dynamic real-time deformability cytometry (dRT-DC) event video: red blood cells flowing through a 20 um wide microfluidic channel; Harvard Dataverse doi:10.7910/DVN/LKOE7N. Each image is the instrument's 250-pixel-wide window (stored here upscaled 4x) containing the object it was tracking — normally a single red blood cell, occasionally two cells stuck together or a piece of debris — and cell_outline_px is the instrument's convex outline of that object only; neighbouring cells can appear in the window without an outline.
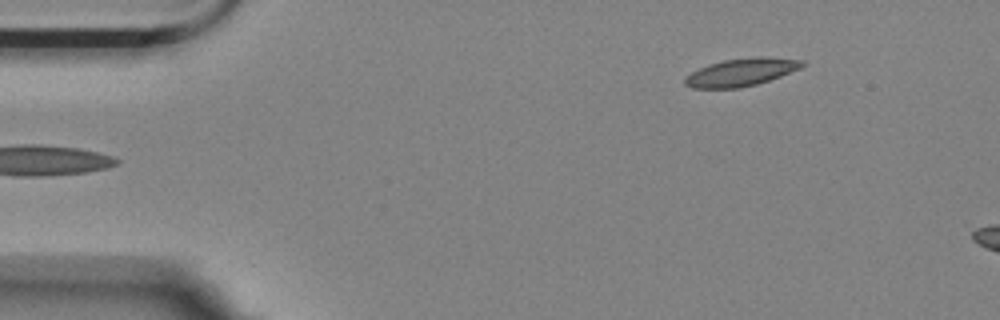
{"species": "Egyptian fruit bat (a non-hibernating species)", "species_latin": "Rousettus aegyptiacus", "temperature_condition": "room temperature", "stored_images_in_passage": 7, "camera_frame_rate_fps": 3000, "um_per_image_px": 0.085, "animal": {"sex": "female"}, "frame": {"image": 1, "passage_image": 1, "time_ms": 0.0, "image_size_px": [1000, 320], "cell_outline_px": [[808, 64], [800, 68], [780, 76], [756, 84], [740, 88], [692, 88], [684, 84], [684, 76], [708, 64], [724, 60], [756, 56], [768, 56], [804, 60]], "centroid_in_image_um": [63.02, 6.12], "position_along_channel_um": 22.0, "area_um2": 19.07}}